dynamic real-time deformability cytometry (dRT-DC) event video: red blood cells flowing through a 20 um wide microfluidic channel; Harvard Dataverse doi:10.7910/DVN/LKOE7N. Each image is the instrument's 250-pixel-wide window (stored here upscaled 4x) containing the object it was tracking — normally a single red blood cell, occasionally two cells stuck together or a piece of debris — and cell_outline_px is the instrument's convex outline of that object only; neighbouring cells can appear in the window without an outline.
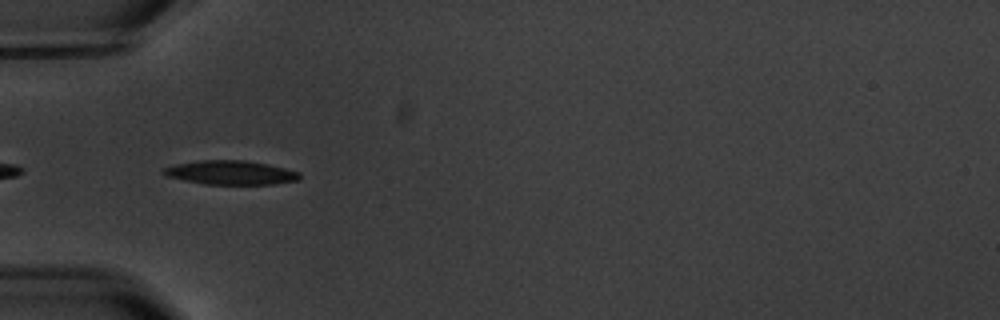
{"species": "common noctule bat (a hibernating species)", "species_latin": "Nyctalus noctula", "temperature_condition": "warm", "stored_images_in_passage": 14, "camera_frame_rate_fps": 3000, "um_per_image_px": 0.085, "animal": {"sex": "male", "body_mass_g": 20.1, "forearm_length_mm": 53.5}, "frame": {"image": 1, "passage_image": 4, "time_ms": 4.333, "image_size_px": [1000, 320], "cell_outline_px": [[300, 180], [276, 184], [204, 184], [184, 180], [168, 176], [160, 172], [164, 168], [176, 164], [200, 160], [244, 160], [268, 164], [300, 172]], "centroid_in_image_um": [19.63, 14.67], "position_along_channel_um": 65.4, "area_um2": 19.02}}
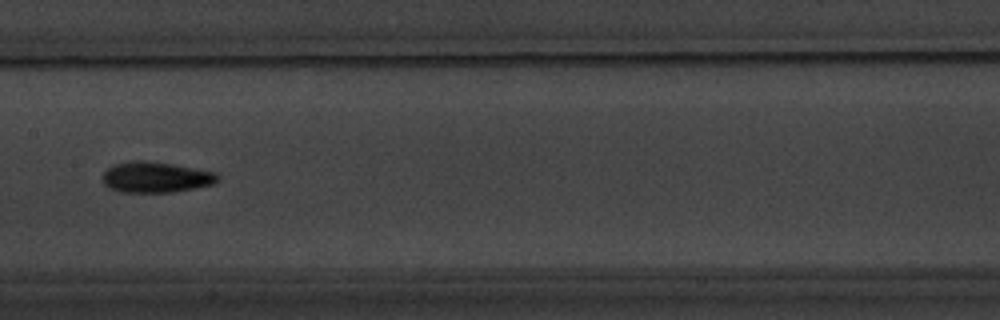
{"frame": {"image": 2, "passage_image": 7, "time_ms": 8.0, "image_size_px": [1000, 320], "cell_outline_px": [[220, 180], [216, 184], [196, 188], [172, 192], [120, 192], [108, 188], [100, 180], [100, 176], [112, 164], [136, 160], [144, 160], [172, 164], [216, 172], [220, 176]], "centroid_in_image_um": [13.23, 15.06], "position_along_channel_um": 194.2, "area_um2": 21.04}}
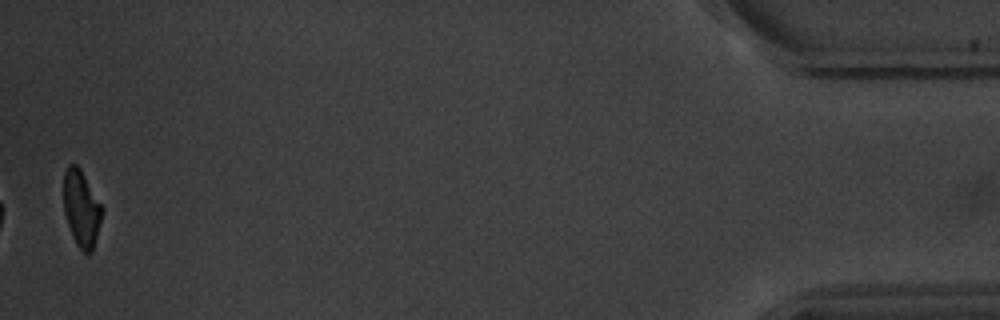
{"frame": {"image": 3, "passage_image": 14, "time_ms": 17.0, "image_size_px": [1000, 320], "cell_outline_px": [[104, 212], [92, 252], [88, 256], [76, 244], [72, 236], [64, 212], [64, 172], [68, 164], [76, 164], [80, 168], [104, 208]], "centroid_in_image_um": [6.94, 17.73], "position_along_channel_um": 428.3, "area_um2": 17.28}, "authors_computed_cell_mechanics": {"area_um2": 18.9295, "velocity_mm_per_s": 3.534, "shape_relaxation_time_tau1_ms": 2.3227, "shape_relaxation_time_tau2_ms": 6.5617, "deformation_change_tau1": 0.115, "deformation_change_tau2": 0.1487}}